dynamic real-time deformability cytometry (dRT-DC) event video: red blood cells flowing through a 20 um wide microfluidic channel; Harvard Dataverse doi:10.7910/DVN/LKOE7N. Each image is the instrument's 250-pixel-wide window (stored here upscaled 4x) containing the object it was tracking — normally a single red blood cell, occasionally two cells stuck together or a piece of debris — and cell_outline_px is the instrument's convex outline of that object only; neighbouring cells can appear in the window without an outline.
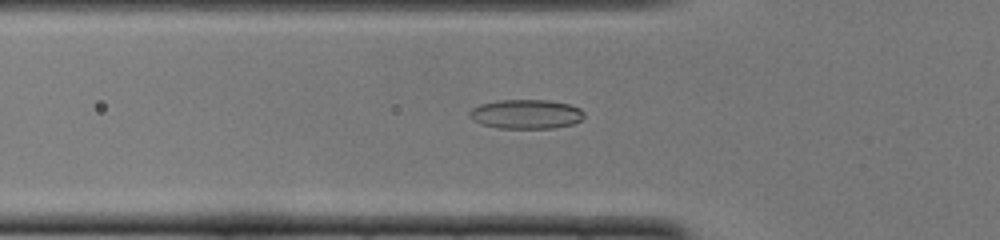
{"species": "common noctule bat (a hibernating species)", "species_latin": "Nyctalus noctula", "temperature_condition": "cold", "stored_images_in_passage": 50, "camera_frame_rate_fps": 3000, "um_per_image_px": 0.085, "animal": {"sex": "female", "body_mass_g": 22.0, "forearm_length_mm": 56.7}, "frame": {"image": 1, "passage_image": 17, "time_ms": 5.333, "image_size_px": [1000, 240], "cell_outline_px": [[584, 116], [580, 120], [572, 124], [552, 128], [500, 128], [480, 124], [472, 120], [468, 116], [468, 112], [472, 108], [480, 104], [500, 100], [548, 100], [568, 104], [580, 108], [584, 112]], "centroid_in_image_um": [44.68, 9.7], "position_along_channel_um": 81.1, "area_um2": 19.59}}
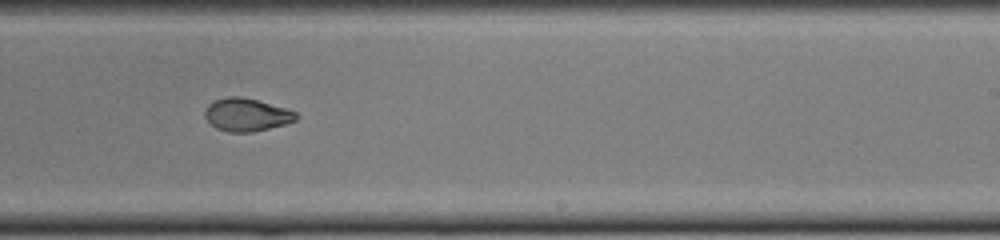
{"frame": {"image": 2, "passage_image": 31, "time_ms": 10.0, "image_size_px": [1000, 240], "cell_outline_px": [[300, 116], [296, 120], [284, 124], [252, 132], [228, 132], [216, 128], [204, 116], [204, 112], [208, 104], [216, 100], [228, 96], [240, 96], [288, 108], [296, 112]], "centroid_in_image_um": [20.98, 9.75], "position_along_channel_um": 268.0, "area_um2": 17.46}}
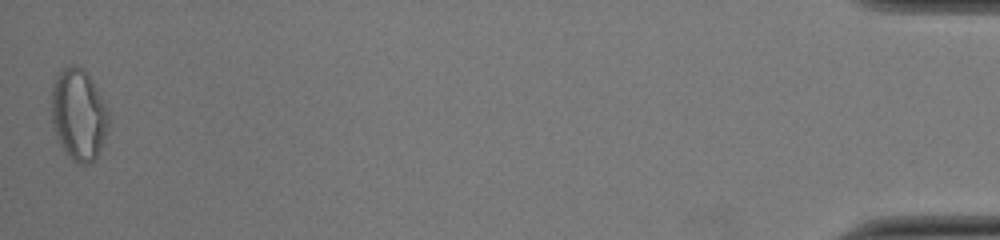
{"frame": {"image": 3, "passage_image": 50, "time_ms": 16.333, "image_size_px": [1000, 240], "cell_outline_px": [[108, 128], [100, 148], [96, 156], [88, 164], [80, 164], [72, 160], [64, 152], [56, 136], [52, 124], [52, 84], [56, 76], [64, 68], [80, 68], [92, 80], [108, 108]], "centroid_in_image_um": [6.67, 9.78], "position_along_channel_um": 428.5, "area_um2": 29.94}, "authors_computed_cell_mechanics": {"area_um2": 18.6405, "velocity_mm_per_s": 4.0015, "shape_relaxation_time_tau1_ms": null, "shape_relaxation_time_tau2_ms": 1.774, "deformation_change_tau1": null, "deformation_change_tau2": 0.0584}}